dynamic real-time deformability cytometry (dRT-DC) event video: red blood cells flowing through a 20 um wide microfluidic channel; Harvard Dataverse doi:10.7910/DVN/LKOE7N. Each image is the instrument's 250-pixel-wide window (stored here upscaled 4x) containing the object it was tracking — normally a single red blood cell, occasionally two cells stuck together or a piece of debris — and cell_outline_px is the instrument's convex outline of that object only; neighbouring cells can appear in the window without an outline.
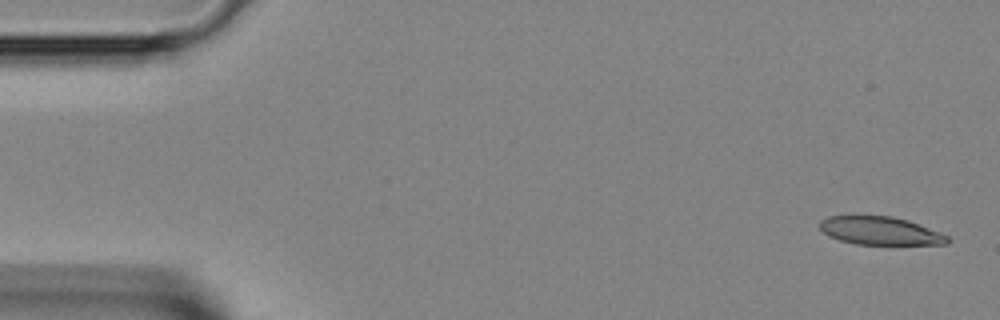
{"species": "Egyptian fruit bat (a non-hibernating species)", "species_latin": "Rousettus aegyptiacus", "temperature_condition": "room temperature", "stored_images_in_passage": 37, "camera_frame_rate_fps": 3000, "um_per_image_px": 0.085, "animal": {"sex": "female"}, "frame": {"image": 1, "passage_image": 1, "time_ms": 0.0, "image_size_px": [1000, 320], "cell_outline_px": [[952, 240], [948, 244], [856, 244], [840, 240], [828, 236], [820, 228], [820, 220], [828, 216], [852, 212], [892, 216], [908, 220], [940, 232], [948, 236]], "centroid_in_image_um": [74.75, 19.56], "position_along_channel_um": 10.2, "area_um2": 21.79}}
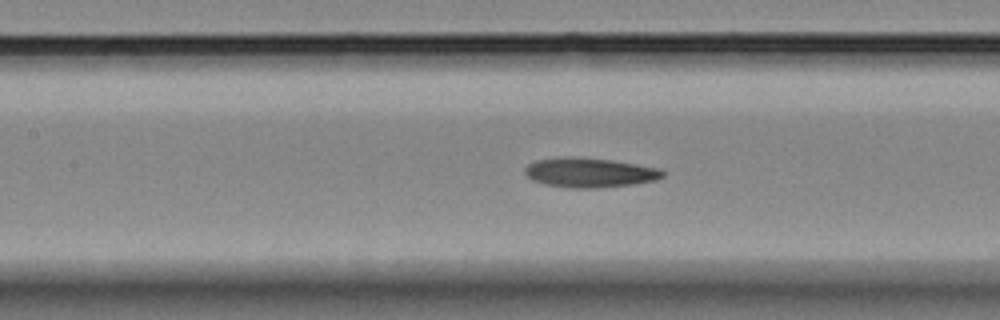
{"frame": {"image": 2, "passage_image": 18, "time_ms": 5.667, "image_size_px": [1000, 320], "cell_outline_px": [[664, 176], [656, 180], [632, 184], [596, 188], [572, 188], [544, 184], [532, 180], [524, 172], [524, 168], [528, 164], [536, 160], [612, 160], [660, 168], [664, 172]], "centroid_in_image_um": [50.18, 14.72], "position_along_channel_um": 157.2, "area_um2": 22.6}}
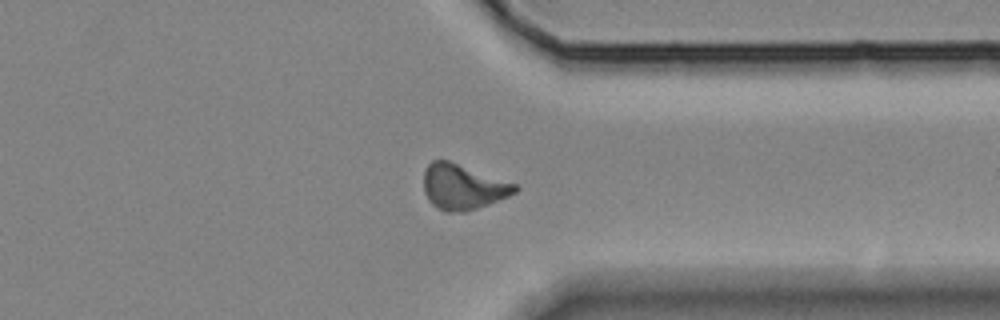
{"frame": {"image": 3, "passage_image": 32, "time_ms": 10.333, "image_size_px": [1000, 320], "cell_outline_px": [[520, 188], [516, 192], [508, 196], [488, 204], [464, 212], [448, 212], [432, 204], [428, 200], [424, 192], [424, 168], [432, 160], [448, 160], [516, 184]], "centroid_in_image_um": [39.32, 15.88], "position_along_channel_um": 372.1, "area_um2": 23.87}}